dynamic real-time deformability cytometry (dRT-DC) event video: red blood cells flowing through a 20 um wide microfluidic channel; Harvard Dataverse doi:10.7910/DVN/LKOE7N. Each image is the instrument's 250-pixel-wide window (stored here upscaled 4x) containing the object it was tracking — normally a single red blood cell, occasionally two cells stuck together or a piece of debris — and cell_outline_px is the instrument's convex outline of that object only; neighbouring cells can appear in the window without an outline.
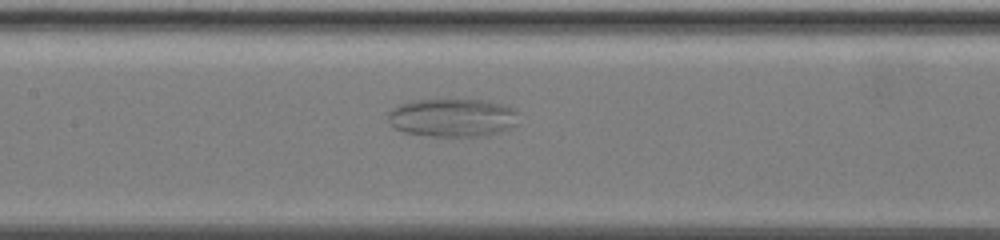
{"species": "common noctule bat (a hibernating species)", "species_latin": "Nyctalus noctula", "temperature_condition": "warm", "stored_images_in_passage": 50, "camera_frame_rate_fps": 3000, "um_per_image_px": 0.085, "animal": {"sex": "female", "body_mass_g": 19.5, "forearm_length_mm": 54.1}, "frame": {"image": 1, "passage_image": 21, "time_ms": 6.667, "image_size_px": [1000, 240], "cell_outline_px": [[516, 124], [512, 128], [488, 136], [432, 136], [404, 132], [396, 128], [388, 120], [388, 112], [400, 104], [412, 100], [488, 100], [516, 108]], "centroid_in_image_um": [38.5, 10.0], "position_along_channel_um": 168.9, "area_um2": 29.19}}
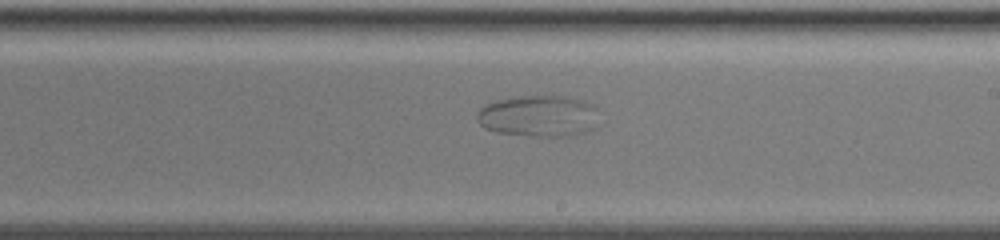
{"frame": {"image": 2, "passage_image": 29, "time_ms": 9.333, "image_size_px": [1000, 240], "cell_outline_px": [[596, 108], [592, 128], [584, 132], [572, 136], [532, 136], [496, 132], [484, 128], [476, 120], [476, 112], [484, 104], [496, 100], [516, 96], [568, 96], [592, 104]], "centroid_in_image_um": [45.69, 9.85], "position_along_channel_um": 243.3, "area_um2": 29.42}}
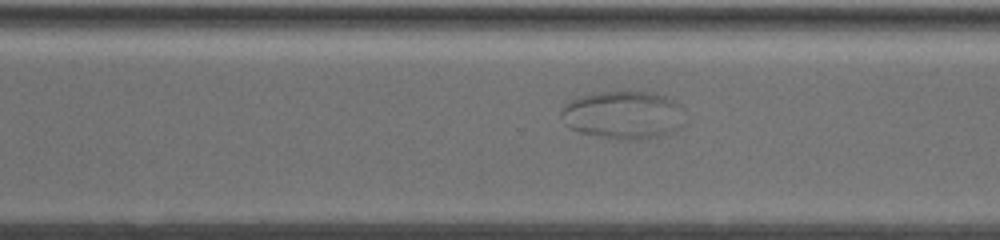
{"frame": {"image": 3, "passage_image": 37, "time_ms": 12.0, "image_size_px": [1000, 240], "cell_outline_px": [[684, 124], [680, 128], [672, 132], [640, 140], [616, 140], [580, 132], [564, 124], [560, 116], [560, 112], [564, 104], [580, 96], [600, 92], [652, 92], [664, 96], [672, 100], [684, 108]], "centroid_in_image_um": [52.99, 9.79], "position_along_channel_um": 317.6, "area_um2": 34.85}}